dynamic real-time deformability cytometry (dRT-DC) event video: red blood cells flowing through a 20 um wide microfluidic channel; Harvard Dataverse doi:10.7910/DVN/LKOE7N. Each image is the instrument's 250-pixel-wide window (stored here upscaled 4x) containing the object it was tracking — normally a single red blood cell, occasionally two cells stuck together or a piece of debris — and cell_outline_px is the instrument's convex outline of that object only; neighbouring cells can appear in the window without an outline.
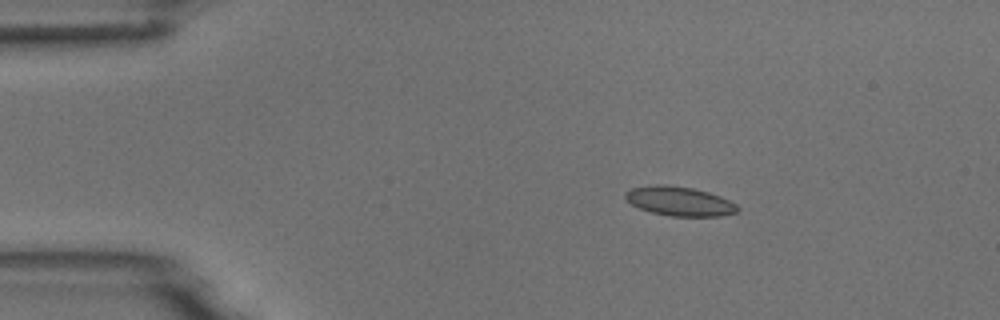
{"species": "common noctule bat (a hibernating species)", "species_latin": "Nyctalus noctula", "temperature_condition": "room temperature", "stored_images_in_passage": 5, "camera_frame_rate_fps": 3000, "um_per_image_px": 0.085, "animal": {"sex": "male", "body_mass_g": 18.8}, "frame": {"image": 1, "passage_image": 3, "time_ms": 0.667, "image_size_px": [1000, 320], "cell_outline_px": [[740, 208], [736, 212], [720, 216], [672, 216], [652, 212], [640, 208], [632, 204], [624, 196], [624, 192], [632, 188], [652, 184], [668, 184], [692, 188], [708, 192], [720, 196], [736, 204]], "centroid_in_image_um": [57.74, 17.09], "position_along_channel_um": 27.3, "area_um2": 19.07}}
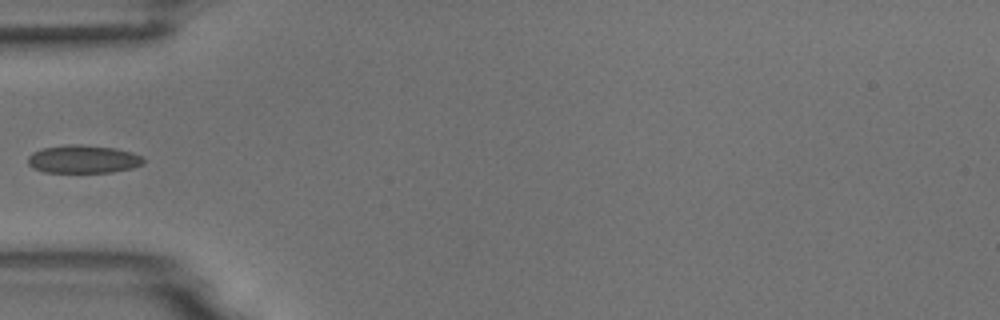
{"frame": {"image": 2, "passage_image": 5, "time_ms": 1.333, "image_size_px": [1000, 320], "cell_outline_px": [[144, 164], [132, 168], [112, 172], [44, 172], [32, 168], [28, 164], [28, 156], [32, 152], [44, 148], [68, 144], [80, 144], [116, 148], [132, 152], [140, 156], [144, 160]], "centroid_in_image_um": [7.06, 13.53], "position_along_channel_um": 77.9, "area_um2": 18.96}}